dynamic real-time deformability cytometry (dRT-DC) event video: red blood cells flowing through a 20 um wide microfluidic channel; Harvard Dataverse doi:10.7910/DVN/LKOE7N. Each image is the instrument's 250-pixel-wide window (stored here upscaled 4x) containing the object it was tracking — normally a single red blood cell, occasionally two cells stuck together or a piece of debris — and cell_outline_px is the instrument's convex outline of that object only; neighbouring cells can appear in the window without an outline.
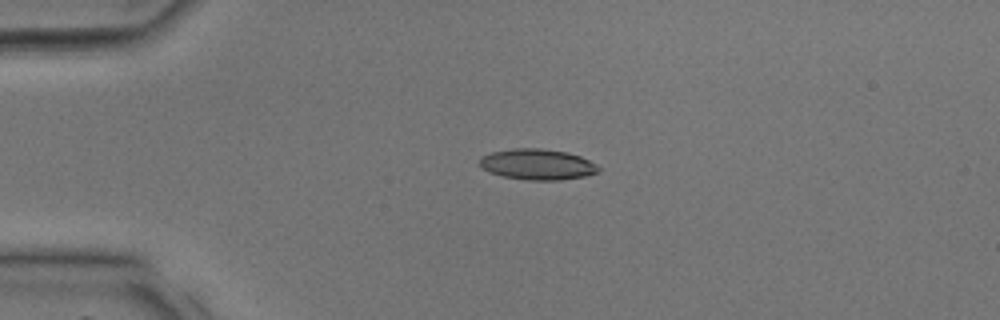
{"species": "common noctule bat (a hibernating species)", "species_latin": "Nyctalus noctula", "temperature_condition": "room temperature", "stored_images_in_passage": 30, "camera_frame_rate_fps": 3000, "um_per_image_px": 0.085, "animal": {"sex": "male", "body_mass_g": 17.9, "forearm_length_mm": 54.2}, "frame": {"image": 1, "passage_image": 1, "time_ms": 0.0, "image_size_px": [1000, 320], "cell_outline_px": [[600, 168], [596, 172], [584, 176], [560, 180], [528, 180], [504, 176], [488, 172], [480, 168], [480, 156], [492, 152], [512, 148], [540, 148], [568, 152], [580, 156], [596, 164]], "centroid_in_image_um": [45.64, 13.96], "position_along_channel_um": 39.4, "area_um2": 21.33}}
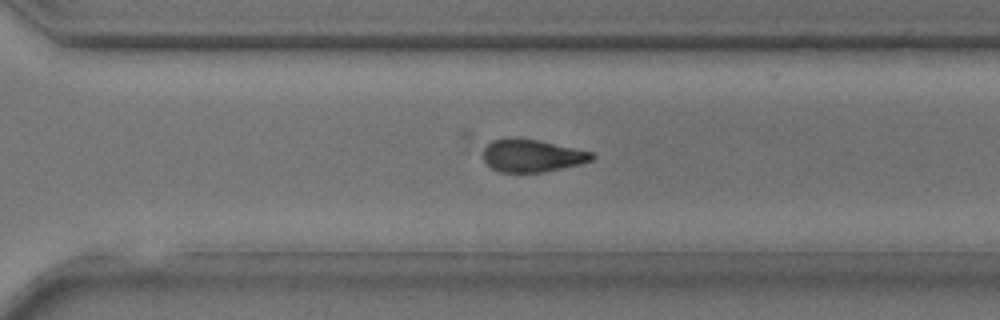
{"frame": {"image": 2, "passage_image": 19, "time_ms": 6.0, "image_size_px": [1000, 320], "cell_outline_px": [[596, 156], [592, 160], [580, 164], [544, 172], [500, 172], [492, 168], [480, 156], [484, 148], [492, 140], [516, 136], [540, 140], [592, 152]], "centroid_in_image_um": [45.19, 13.21], "position_along_channel_um": 325.4, "area_um2": 20.98}}
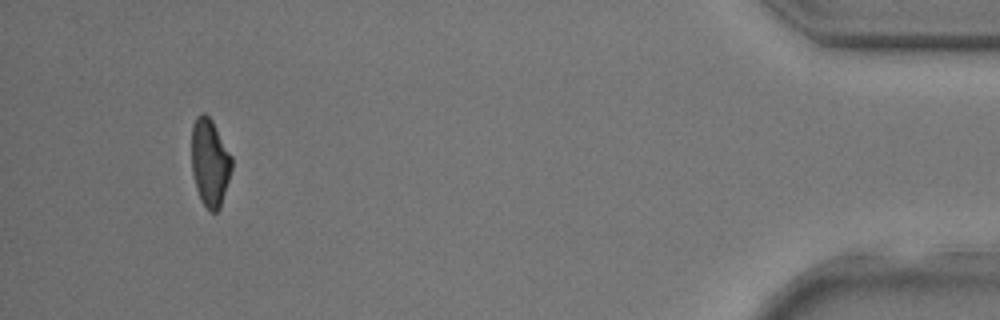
{"frame": {"image": 3, "passage_image": 28, "time_ms": 9.0, "image_size_px": [1000, 320], "cell_outline_px": [[232, 168], [220, 208], [216, 212], [212, 212], [200, 200], [196, 188], [192, 172], [192, 124], [196, 116], [204, 112], [212, 120], [232, 156]], "centroid_in_image_um": [17.84, 13.79], "position_along_channel_um": 417.4, "area_um2": 20.46}}